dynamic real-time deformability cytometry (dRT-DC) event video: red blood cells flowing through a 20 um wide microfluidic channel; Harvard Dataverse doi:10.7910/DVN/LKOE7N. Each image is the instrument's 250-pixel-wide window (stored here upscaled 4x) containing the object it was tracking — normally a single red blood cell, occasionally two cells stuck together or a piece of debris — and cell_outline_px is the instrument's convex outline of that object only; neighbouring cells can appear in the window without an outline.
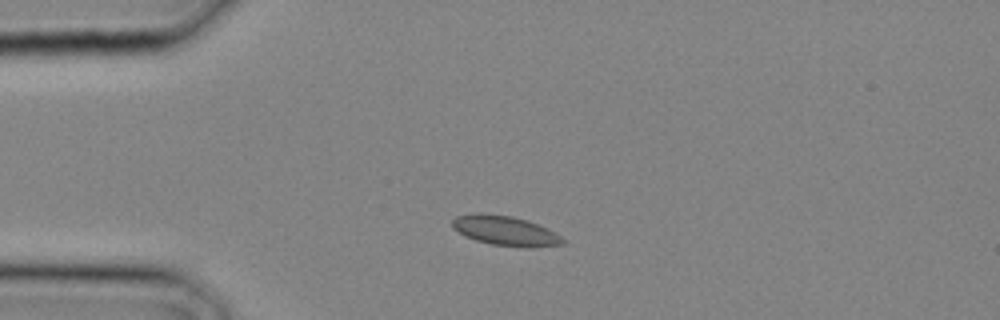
{"species": "common noctule bat (a hibernating species)", "species_latin": "Nyctalus noctula", "temperature_condition": "cold", "stored_images_in_passage": 4, "camera_frame_rate_fps": 3000, "um_per_image_px": 0.085, "animal": {"sex": "male", "body_mass_g": 20.4}, "frame": {"image": 1, "passage_image": 4, "time_ms": 1.0, "image_size_px": [1000, 320], "cell_outline_px": [[564, 244], [532, 248], [492, 244], [476, 240], [464, 236], [452, 228], [452, 220], [456, 216], [480, 212], [512, 216], [528, 220], [548, 228], [560, 236], [564, 240]], "centroid_in_image_um": [42.94, 19.6], "position_along_channel_um": 42.1, "area_um2": 19.25}}